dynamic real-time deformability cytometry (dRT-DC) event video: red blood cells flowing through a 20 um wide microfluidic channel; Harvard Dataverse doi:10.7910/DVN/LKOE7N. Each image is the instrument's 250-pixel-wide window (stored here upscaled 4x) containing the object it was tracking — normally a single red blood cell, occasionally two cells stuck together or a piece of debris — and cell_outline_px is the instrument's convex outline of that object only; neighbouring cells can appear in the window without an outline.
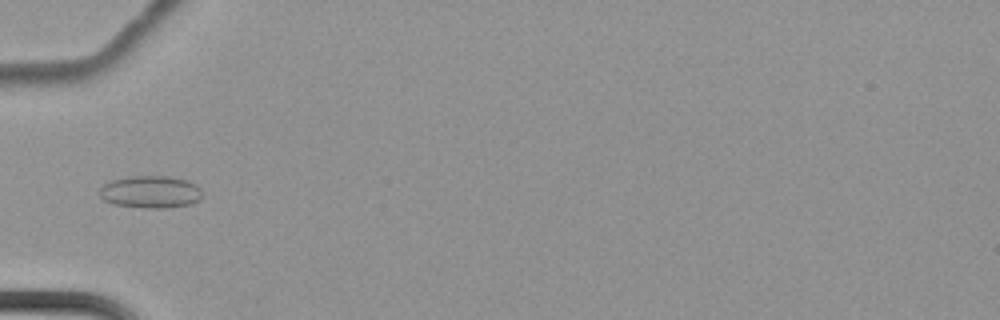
{"species": "common noctule bat (a hibernating species)", "species_latin": "Nyctalus noctula", "temperature_condition": "cold", "stored_images_in_passage": 6, "camera_frame_rate_fps": 3000, "um_per_image_px": 0.085, "animal": {"sex": "female", "body_mass_g": 22.7, "forearm_length_mm": 54.2}, "frame": {"image": 1, "passage_image": 4, "time_ms": 1.0, "image_size_px": [1000, 320], "cell_outline_px": [[200, 200], [192, 204], [164, 208], [144, 208], [112, 204], [104, 200], [100, 196], [100, 188], [104, 184], [112, 180], [128, 176], [172, 176], [188, 180], [196, 184], [200, 188]], "centroid_in_image_um": [12.8, 16.31], "position_along_channel_um": 72.2, "area_um2": 19.54}}
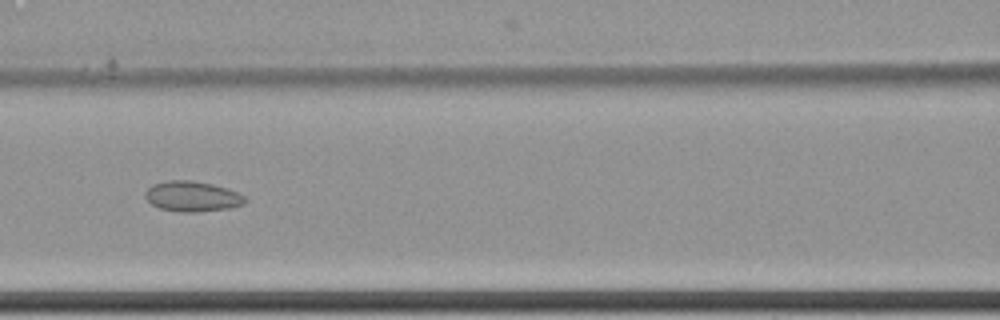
{"frame": {"image": 2, "passage_image": 6, "time_ms": 1.667, "image_size_px": [1000, 320], "cell_outline_px": [[248, 200], [244, 204], [228, 208], [196, 212], [180, 212], [160, 208], [152, 204], [144, 196], [144, 192], [152, 184], [168, 180], [192, 180], [212, 184], [228, 188], [244, 196]], "centroid_in_image_um": [16.33, 16.68], "position_along_channel_um": 150.3, "area_um2": 17.69}}